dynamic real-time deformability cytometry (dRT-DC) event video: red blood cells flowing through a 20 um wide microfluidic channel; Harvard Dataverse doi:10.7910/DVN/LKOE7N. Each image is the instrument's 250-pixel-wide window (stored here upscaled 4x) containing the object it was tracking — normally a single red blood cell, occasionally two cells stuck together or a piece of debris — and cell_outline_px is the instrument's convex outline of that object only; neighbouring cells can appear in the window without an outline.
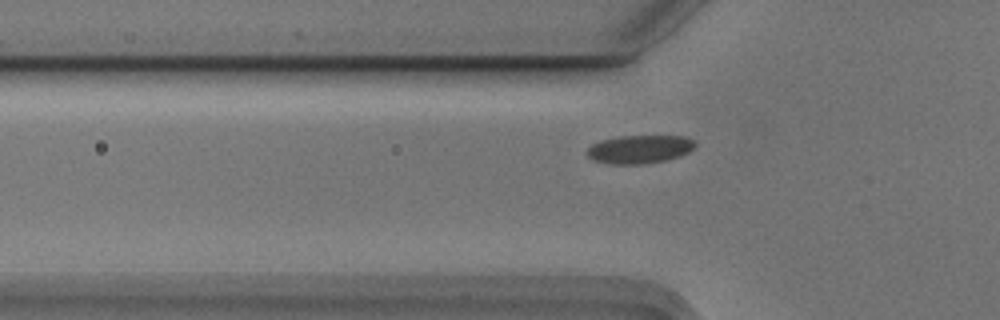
{"species": "Egyptian fruit bat (a non-hibernating species)", "species_latin": "Rousettus aegyptiacus", "temperature_condition": "cold", "stored_images_in_passage": 40, "camera_frame_rate_fps": 3000, "um_per_image_px": 0.085, "animal": {"sex": "male"}, "frame": {"image": 1, "passage_image": 3, "time_ms": 0.667, "image_size_px": [1000, 320], "cell_outline_px": [[696, 144], [688, 152], [680, 156], [664, 160], [644, 164], [608, 164], [592, 160], [584, 152], [592, 144], [600, 140], [620, 136], [684, 136], [692, 140]], "centroid_in_image_um": [54.3, 12.69], "position_along_channel_um": 71.5, "area_um2": 17.86}}
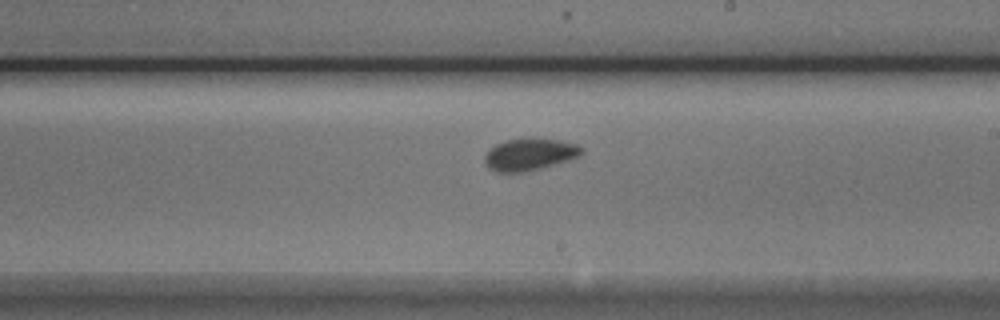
{"frame": {"image": 2, "passage_image": 17, "time_ms": 5.333, "image_size_px": [1000, 320], "cell_outline_px": [[584, 152], [580, 156], [568, 160], [540, 168], [520, 172], [496, 172], [488, 168], [484, 160], [484, 156], [496, 144], [504, 140], [528, 136], [532, 136], [560, 140], [576, 144], [584, 148]], "centroid_in_image_um": [45.03, 13.08], "position_along_channel_um": 244.0, "area_um2": 18.44}}
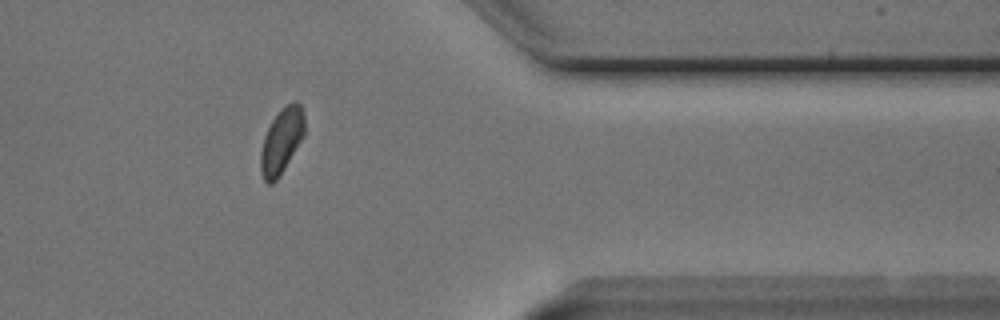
{"frame": {"image": 3, "passage_image": 30, "time_ms": 9.667, "image_size_px": [1000, 320], "cell_outline_px": [[304, 136], [280, 176], [272, 184], [268, 184], [264, 180], [260, 172], [260, 152], [264, 136], [272, 120], [280, 108], [296, 100], [300, 104], [304, 112]], "centroid_in_image_um": [23.93, 11.98], "position_along_channel_um": 387.5, "area_um2": 16.88}, "authors_computed_cell_mechanics": {"area_um2": 17.3111, "velocity_mm_per_s": 3.7007, "shape_relaxation_time_tau1_ms": 3.7492, "shape_relaxation_time_tau2_ms": null, "deformation_change_tau1": 0.0808, "deformation_change_tau2": null}}